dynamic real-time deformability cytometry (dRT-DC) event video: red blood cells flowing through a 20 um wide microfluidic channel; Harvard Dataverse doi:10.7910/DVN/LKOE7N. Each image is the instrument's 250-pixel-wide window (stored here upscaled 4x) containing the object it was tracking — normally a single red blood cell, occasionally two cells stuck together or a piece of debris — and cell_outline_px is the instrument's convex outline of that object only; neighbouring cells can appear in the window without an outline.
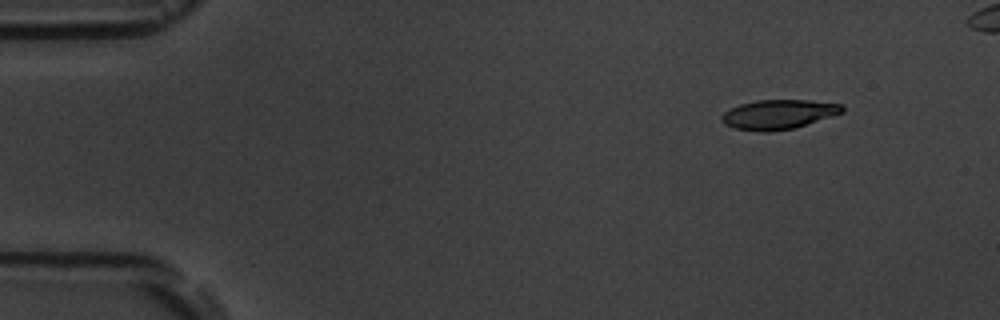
{"species": "common noctule bat (a hibernating species)", "species_latin": "Nyctalus noctula", "temperature_condition": "room temperature", "stored_images_in_passage": 6, "camera_frame_rate_fps": 3000, "um_per_image_px": 0.085, "animal": {"sex": "male", "body_mass_g": 19.5, "forearm_length_mm": 54.6}, "frame": {"image": 1, "passage_image": 2, "time_ms": 1.0, "image_size_px": [1000, 320], "cell_outline_px": [[844, 112], [832, 116], [792, 128], [764, 132], [736, 128], [724, 124], [720, 120], [720, 116], [724, 112], [740, 104], [756, 100], [808, 100], [844, 104]], "centroid_in_image_um": [66.17, 9.71], "position_along_channel_um": 18.8, "area_um2": 20.52}}